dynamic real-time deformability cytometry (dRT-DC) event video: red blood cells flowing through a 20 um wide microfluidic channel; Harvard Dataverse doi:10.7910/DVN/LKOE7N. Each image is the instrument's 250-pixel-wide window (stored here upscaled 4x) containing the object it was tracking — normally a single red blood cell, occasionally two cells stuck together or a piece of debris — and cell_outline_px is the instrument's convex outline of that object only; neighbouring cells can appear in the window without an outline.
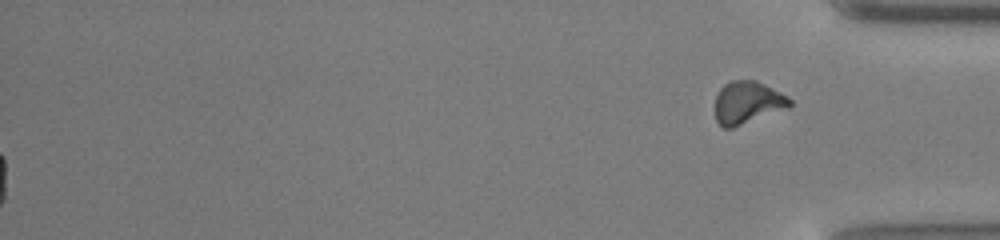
{"species": "common noctule bat (a hibernating species)", "species_latin": "Nyctalus noctula", "temperature_condition": "cold", "stored_images_in_passage": 47, "segment_of_instrument_passage": [2, 2], "camera_frame_rate_fps": 3000, "um_per_image_px": 0.085, "animal": {"sex": "male", "body_mass_g": 13.0, "forearm_length_mm": 53.1}, "frame": {"image": 1, "passage_image": 47, "time_ms": 15.333, "image_size_px": [1000, 240], "cell_outline_px": [[792, 104], [788, 108], [732, 128], [724, 128], [716, 120], [716, 96], [720, 88], [724, 84], [732, 80], [756, 80], [788, 96], [792, 100]], "centroid_in_image_um": [63.55, 8.71], "position_along_channel_um": 371.7, "area_um2": 18.44}}